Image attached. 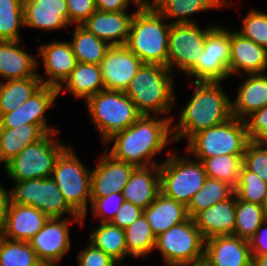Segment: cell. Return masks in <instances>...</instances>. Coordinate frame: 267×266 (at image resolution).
Segmentation results:
<instances>
[{
    "mask_svg": "<svg viewBox=\"0 0 267 266\" xmlns=\"http://www.w3.org/2000/svg\"><path fill=\"white\" fill-rule=\"evenodd\" d=\"M172 120L170 116L162 118L142 115L130 127L106 140L104 145L114 144L110 151L107 150L109 147L105 150L113 158L136 167L159 165L153 160L154 157L174 142Z\"/></svg>",
    "mask_w": 267,
    "mask_h": 266,
    "instance_id": "6da1fadb",
    "label": "cell"
},
{
    "mask_svg": "<svg viewBox=\"0 0 267 266\" xmlns=\"http://www.w3.org/2000/svg\"><path fill=\"white\" fill-rule=\"evenodd\" d=\"M193 96L179 113L172 128L174 142L187 141L198 132L217 126L232 117V100L225 94L221 82L194 81Z\"/></svg>",
    "mask_w": 267,
    "mask_h": 266,
    "instance_id": "7a4b0ae2",
    "label": "cell"
},
{
    "mask_svg": "<svg viewBox=\"0 0 267 266\" xmlns=\"http://www.w3.org/2000/svg\"><path fill=\"white\" fill-rule=\"evenodd\" d=\"M173 81L172 71L168 67L143 63L125 94L141 115L166 116L176 102Z\"/></svg>",
    "mask_w": 267,
    "mask_h": 266,
    "instance_id": "3957f363",
    "label": "cell"
},
{
    "mask_svg": "<svg viewBox=\"0 0 267 266\" xmlns=\"http://www.w3.org/2000/svg\"><path fill=\"white\" fill-rule=\"evenodd\" d=\"M156 9H141L133 12L126 47L143 63L167 67L168 39L171 22Z\"/></svg>",
    "mask_w": 267,
    "mask_h": 266,
    "instance_id": "277c9868",
    "label": "cell"
},
{
    "mask_svg": "<svg viewBox=\"0 0 267 266\" xmlns=\"http://www.w3.org/2000/svg\"><path fill=\"white\" fill-rule=\"evenodd\" d=\"M92 123L100 133L102 144L117 132L134 124L142 115L123 91L102 90L87 101Z\"/></svg>",
    "mask_w": 267,
    "mask_h": 266,
    "instance_id": "5b68a950",
    "label": "cell"
},
{
    "mask_svg": "<svg viewBox=\"0 0 267 266\" xmlns=\"http://www.w3.org/2000/svg\"><path fill=\"white\" fill-rule=\"evenodd\" d=\"M51 177L68 205L82 217L83 228L87 205L91 203V171L82 164L73 147L68 145L59 155Z\"/></svg>",
    "mask_w": 267,
    "mask_h": 266,
    "instance_id": "8992f818",
    "label": "cell"
},
{
    "mask_svg": "<svg viewBox=\"0 0 267 266\" xmlns=\"http://www.w3.org/2000/svg\"><path fill=\"white\" fill-rule=\"evenodd\" d=\"M187 142V153L202 162L219 155H243L250 140L245 121L232 116L222 124L198 132Z\"/></svg>",
    "mask_w": 267,
    "mask_h": 266,
    "instance_id": "52a82bcc",
    "label": "cell"
},
{
    "mask_svg": "<svg viewBox=\"0 0 267 266\" xmlns=\"http://www.w3.org/2000/svg\"><path fill=\"white\" fill-rule=\"evenodd\" d=\"M169 155L159 164L160 192L187 207L207 178L204 166L201 161L186 159L175 151Z\"/></svg>",
    "mask_w": 267,
    "mask_h": 266,
    "instance_id": "ba28073f",
    "label": "cell"
},
{
    "mask_svg": "<svg viewBox=\"0 0 267 266\" xmlns=\"http://www.w3.org/2000/svg\"><path fill=\"white\" fill-rule=\"evenodd\" d=\"M155 249L167 266L198 265L203 263L205 238L189 217L156 237Z\"/></svg>",
    "mask_w": 267,
    "mask_h": 266,
    "instance_id": "9c48e42d",
    "label": "cell"
},
{
    "mask_svg": "<svg viewBox=\"0 0 267 266\" xmlns=\"http://www.w3.org/2000/svg\"><path fill=\"white\" fill-rule=\"evenodd\" d=\"M59 131L47 133L38 142L25 147L5 165V171L14 182L51 177L55 162L67 147L56 141Z\"/></svg>",
    "mask_w": 267,
    "mask_h": 266,
    "instance_id": "30bf717a",
    "label": "cell"
},
{
    "mask_svg": "<svg viewBox=\"0 0 267 266\" xmlns=\"http://www.w3.org/2000/svg\"><path fill=\"white\" fill-rule=\"evenodd\" d=\"M9 193L11 204L33 206L49 218H62L66 213L81 217L68 205L52 177L15 182Z\"/></svg>",
    "mask_w": 267,
    "mask_h": 266,
    "instance_id": "8fae6325",
    "label": "cell"
},
{
    "mask_svg": "<svg viewBox=\"0 0 267 266\" xmlns=\"http://www.w3.org/2000/svg\"><path fill=\"white\" fill-rule=\"evenodd\" d=\"M230 30L216 25L207 35L197 63L186 73L194 81L221 82L229 78Z\"/></svg>",
    "mask_w": 267,
    "mask_h": 266,
    "instance_id": "7c38bea8",
    "label": "cell"
},
{
    "mask_svg": "<svg viewBox=\"0 0 267 266\" xmlns=\"http://www.w3.org/2000/svg\"><path fill=\"white\" fill-rule=\"evenodd\" d=\"M216 25H208L205 29L197 23L171 24L168 39L167 67L173 72L177 67L186 74L199 60L200 52L203 51L206 35Z\"/></svg>",
    "mask_w": 267,
    "mask_h": 266,
    "instance_id": "4fadbf2b",
    "label": "cell"
},
{
    "mask_svg": "<svg viewBox=\"0 0 267 266\" xmlns=\"http://www.w3.org/2000/svg\"><path fill=\"white\" fill-rule=\"evenodd\" d=\"M82 217H72L71 220L49 218L44 227L34 235L29 244L43 264L58 266L59 261L70 250V228L75 222L81 224Z\"/></svg>",
    "mask_w": 267,
    "mask_h": 266,
    "instance_id": "5bb4252c",
    "label": "cell"
},
{
    "mask_svg": "<svg viewBox=\"0 0 267 266\" xmlns=\"http://www.w3.org/2000/svg\"><path fill=\"white\" fill-rule=\"evenodd\" d=\"M59 95L57 87L43 85L30 99L22 103L14 111L0 116V128H15L23 124L39 125L46 133L59 131L48 126L45 113Z\"/></svg>",
    "mask_w": 267,
    "mask_h": 266,
    "instance_id": "9a60e30c",
    "label": "cell"
},
{
    "mask_svg": "<svg viewBox=\"0 0 267 266\" xmlns=\"http://www.w3.org/2000/svg\"><path fill=\"white\" fill-rule=\"evenodd\" d=\"M142 64L125 45L111 46L98 65L104 88L125 92Z\"/></svg>",
    "mask_w": 267,
    "mask_h": 266,
    "instance_id": "2e32d148",
    "label": "cell"
},
{
    "mask_svg": "<svg viewBox=\"0 0 267 266\" xmlns=\"http://www.w3.org/2000/svg\"><path fill=\"white\" fill-rule=\"evenodd\" d=\"M97 167L91 170V198H100L123 191L136 168L135 165L113 158L104 152Z\"/></svg>",
    "mask_w": 267,
    "mask_h": 266,
    "instance_id": "e0dca14e",
    "label": "cell"
},
{
    "mask_svg": "<svg viewBox=\"0 0 267 266\" xmlns=\"http://www.w3.org/2000/svg\"><path fill=\"white\" fill-rule=\"evenodd\" d=\"M205 266H252L247 240L234 235L215 236L205 240Z\"/></svg>",
    "mask_w": 267,
    "mask_h": 266,
    "instance_id": "ac0fdd59",
    "label": "cell"
},
{
    "mask_svg": "<svg viewBox=\"0 0 267 266\" xmlns=\"http://www.w3.org/2000/svg\"><path fill=\"white\" fill-rule=\"evenodd\" d=\"M24 28L44 31L70 26L66 0H23Z\"/></svg>",
    "mask_w": 267,
    "mask_h": 266,
    "instance_id": "d6986e66",
    "label": "cell"
},
{
    "mask_svg": "<svg viewBox=\"0 0 267 266\" xmlns=\"http://www.w3.org/2000/svg\"><path fill=\"white\" fill-rule=\"evenodd\" d=\"M42 59L45 75L38 76L43 85L59 87L75 68L77 60L69 41H51L39 47L38 54Z\"/></svg>",
    "mask_w": 267,
    "mask_h": 266,
    "instance_id": "ffe728a7",
    "label": "cell"
},
{
    "mask_svg": "<svg viewBox=\"0 0 267 266\" xmlns=\"http://www.w3.org/2000/svg\"><path fill=\"white\" fill-rule=\"evenodd\" d=\"M266 70L267 49L237 31H230L229 75L264 73Z\"/></svg>",
    "mask_w": 267,
    "mask_h": 266,
    "instance_id": "44dd1931",
    "label": "cell"
},
{
    "mask_svg": "<svg viewBox=\"0 0 267 266\" xmlns=\"http://www.w3.org/2000/svg\"><path fill=\"white\" fill-rule=\"evenodd\" d=\"M132 17L126 11L96 10L81 26L110 46L126 45Z\"/></svg>",
    "mask_w": 267,
    "mask_h": 266,
    "instance_id": "7402d4cb",
    "label": "cell"
},
{
    "mask_svg": "<svg viewBox=\"0 0 267 266\" xmlns=\"http://www.w3.org/2000/svg\"><path fill=\"white\" fill-rule=\"evenodd\" d=\"M48 219L47 215L33 206L10 203L6 224L0 235L9 240L29 242Z\"/></svg>",
    "mask_w": 267,
    "mask_h": 266,
    "instance_id": "603a6c76",
    "label": "cell"
},
{
    "mask_svg": "<svg viewBox=\"0 0 267 266\" xmlns=\"http://www.w3.org/2000/svg\"><path fill=\"white\" fill-rule=\"evenodd\" d=\"M233 198V199H232ZM236 194L199 212L193 219L205 240L233 235L235 226Z\"/></svg>",
    "mask_w": 267,
    "mask_h": 266,
    "instance_id": "cb8c5ba5",
    "label": "cell"
},
{
    "mask_svg": "<svg viewBox=\"0 0 267 266\" xmlns=\"http://www.w3.org/2000/svg\"><path fill=\"white\" fill-rule=\"evenodd\" d=\"M160 192L159 165L136 167L124 186V200L141 209L147 208Z\"/></svg>",
    "mask_w": 267,
    "mask_h": 266,
    "instance_id": "d4e9b609",
    "label": "cell"
},
{
    "mask_svg": "<svg viewBox=\"0 0 267 266\" xmlns=\"http://www.w3.org/2000/svg\"><path fill=\"white\" fill-rule=\"evenodd\" d=\"M19 43L20 41H0V77L5 81L38 76L35 70L39 61L23 50Z\"/></svg>",
    "mask_w": 267,
    "mask_h": 266,
    "instance_id": "484cf974",
    "label": "cell"
},
{
    "mask_svg": "<svg viewBox=\"0 0 267 266\" xmlns=\"http://www.w3.org/2000/svg\"><path fill=\"white\" fill-rule=\"evenodd\" d=\"M232 102V116L245 120L254 112L267 106V75L248 74V78L238 87Z\"/></svg>",
    "mask_w": 267,
    "mask_h": 266,
    "instance_id": "4316f807",
    "label": "cell"
},
{
    "mask_svg": "<svg viewBox=\"0 0 267 266\" xmlns=\"http://www.w3.org/2000/svg\"><path fill=\"white\" fill-rule=\"evenodd\" d=\"M143 215L155 237L189 218L184 204L167 197L162 192H159L154 201L143 210Z\"/></svg>",
    "mask_w": 267,
    "mask_h": 266,
    "instance_id": "83f0119b",
    "label": "cell"
},
{
    "mask_svg": "<svg viewBox=\"0 0 267 266\" xmlns=\"http://www.w3.org/2000/svg\"><path fill=\"white\" fill-rule=\"evenodd\" d=\"M63 88L78 100L85 99L87 101L105 89L99 66L77 62L70 75L57 88L58 93H61Z\"/></svg>",
    "mask_w": 267,
    "mask_h": 266,
    "instance_id": "f1b7e54d",
    "label": "cell"
},
{
    "mask_svg": "<svg viewBox=\"0 0 267 266\" xmlns=\"http://www.w3.org/2000/svg\"><path fill=\"white\" fill-rule=\"evenodd\" d=\"M47 133L34 124H23L15 128H0V162L5 165L25 147L42 139Z\"/></svg>",
    "mask_w": 267,
    "mask_h": 266,
    "instance_id": "f546056e",
    "label": "cell"
},
{
    "mask_svg": "<svg viewBox=\"0 0 267 266\" xmlns=\"http://www.w3.org/2000/svg\"><path fill=\"white\" fill-rule=\"evenodd\" d=\"M227 0H157L155 9L162 14L166 21L176 18L171 24L196 23L190 16L194 13L207 11L230 5Z\"/></svg>",
    "mask_w": 267,
    "mask_h": 266,
    "instance_id": "4dcf8cb0",
    "label": "cell"
},
{
    "mask_svg": "<svg viewBox=\"0 0 267 266\" xmlns=\"http://www.w3.org/2000/svg\"><path fill=\"white\" fill-rule=\"evenodd\" d=\"M43 86L39 76L21 80L0 81V116L26 102Z\"/></svg>",
    "mask_w": 267,
    "mask_h": 266,
    "instance_id": "1f68e13d",
    "label": "cell"
},
{
    "mask_svg": "<svg viewBox=\"0 0 267 266\" xmlns=\"http://www.w3.org/2000/svg\"><path fill=\"white\" fill-rule=\"evenodd\" d=\"M72 40L69 42L77 62L99 65L111 47L81 25H75Z\"/></svg>",
    "mask_w": 267,
    "mask_h": 266,
    "instance_id": "d6a6232c",
    "label": "cell"
},
{
    "mask_svg": "<svg viewBox=\"0 0 267 266\" xmlns=\"http://www.w3.org/2000/svg\"><path fill=\"white\" fill-rule=\"evenodd\" d=\"M89 235V244L101 249L118 263H122L127 257L124 229L113 224L100 223Z\"/></svg>",
    "mask_w": 267,
    "mask_h": 266,
    "instance_id": "836d02e7",
    "label": "cell"
},
{
    "mask_svg": "<svg viewBox=\"0 0 267 266\" xmlns=\"http://www.w3.org/2000/svg\"><path fill=\"white\" fill-rule=\"evenodd\" d=\"M233 194L234 187L229 183L207 177L187 206L188 217L193 219L202 210L230 198Z\"/></svg>",
    "mask_w": 267,
    "mask_h": 266,
    "instance_id": "e575fe53",
    "label": "cell"
},
{
    "mask_svg": "<svg viewBox=\"0 0 267 266\" xmlns=\"http://www.w3.org/2000/svg\"><path fill=\"white\" fill-rule=\"evenodd\" d=\"M124 232L128 255L145 258L155 249L156 237L143 214Z\"/></svg>",
    "mask_w": 267,
    "mask_h": 266,
    "instance_id": "d590c367",
    "label": "cell"
},
{
    "mask_svg": "<svg viewBox=\"0 0 267 266\" xmlns=\"http://www.w3.org/2000/svg\"><path fill=\"white\" fill-rule=\"evenodd\" d=\"M266 219L261 205L236 197L234 236L248 241Z\"/></svg>",
    "mask_w": 267,
    "mask_h": 266,
    "instance_id": "8d00e7d4",
    "label": "cell"
},
{
    "mask_svg": "<svg viewBox=\"0 0 267 266\" xmlns=\"http://www.w3.org/2000/svg\"><path fill=\"white\" fill-rule=\"evenodd\" d=\"M207 177L225 181L234 188L239 182L243 155H219L202 161Z\"/></svg>",
    "mask_w": 267,
    "mask_h": 266,
    "instance_id": "74e56055",
    "label": "cell"
},
{
    "mask_svg": "<svg viewBox=\"0 0 267 266\" xmlns=\"http://www.w3.org/2000/svg\"><path fill=\"white\" fill-rule=\"evenodd\" d=\"M42 262L25 241H14L0 235V266H40Z\"/></svg>",
    "mask_w": 267,
    "mask_h": 266,
    "instance_id": "f35d334b",
    "label": "cell"
},
{
    "mask_svg": "<svg viewBox=\"0 0 267 266\" xmlns=\"http://www.w3.org/2000/svg\"><path fill=\"white\" fill-rule=\"evenodd\" d=\"M24 28L23 0H0V41H20Z\"/></svg>",
    "mask_w": 267,
    "mask_h": 266,
    "instance_id": "ab89813d",
    "label": "cell"
},
{
    "mask_svg": "<svg viewBox=\"0 0 267 266\" xmlns=\"http://www.w3.org/2000/svg\"><path fill=\"white\" fill-rule=\"evenodd\" d=\"M266 192L267 183L242 165L239 182L234 188L236 197L246 202L262 205Z\"/></svg>",
    "mask_w": 267,
    "mask_h": 266,
    "instance_id": "60d3db41",
    "label": "cell"
},
{
    "mask_svg": "<svg viewBox=\"0 0 267 266\" xmlns=\"http://www.w3.org/2000/svg\"><path fill=\"white\" fill-rule=\"evenodd\" d=\"M242 23L241 30L237 32L267 49V13L250 10Z\"/></svg>",
    "mask_w": 267,
    "mask_h": 266,
    "instance_id": "b9f144b4",
    "label": "cell"
},
{
    "mask_svg": "<svg viewBox=\"0 0 267 266\" xmlns=\"http://www.w3.org/2000/svg\"><path fill=\"white\" fill-rule=\"evenodd\" d=\"M243 165L267 183V143L250 141L243 154Z\"/></svg>",
    "mask_w": 267,
    "mask_h": 266,
    "instance_id": "7bdbcfd3",
    "label": "cell"
},
{
    "mask_svg": "<svg viewBox=\"0 0 267 266\" xmlns=\"http://www.w3.org/2000/svg\"><path fill=\"white\" fill-rule=\"evenodd\" d=\"M124 201L122 192L112 193L100 198H91L94 219L100 217V223L111 222Z\"/></svg>",
    "mask_w": 267,
    "mask_h": 266,
    "instance_id": "ee69618b",
    "label": "cell"
},
{
    "mask_svg": "<svg viewBox=\"0 0 267 266\" xmlns=\"http://www.w3.org/2000/svg\"><path fill=\"white\" fill-rule=\"evenodd\" d=\"M244 121L250 141L265 142L267 140V106L254 112Z\"/></svg>",
    "mask_w": 267,
    "mask_h": 266,
    "instance_id": "f6af8a7d",
    "label": "cell"
},
{
    "mask_svg": "<svg viewBox=\"0 0 267 266\" xmlns=\"http://www.w3.org/2000/svg\"><path fill=\"white\" fill-rule=\"evenodd\" d=\"M76 261L78 266H115V264L120 266L111 256L105 254L101 249L94 247L92 244L77 255Z\"/></svg>",
    "mask_w": 267,
    "mask_h": 266,
    "instance_id": "bcb514c9",
    "label": "cell"
},
{
    "mask_svg": "<svg viewBox=\"0 0 267 266\" xmlns=\"http://www.w3.org/2000/svg\"><path fill=\"white\" fill-rule=\"evenodd\" d=\"M66 2L69 23L74 26L83 24L96 11L94 0H66Z\"/></svg>",
    "mask_w": 267,
    "mask_h": 266,
    "instance_id": "7dc6e473",
    "label": "cell"
},
{
    "mask_svg": "<svg viewBox=\"0 0 267 266\" xmlns=\"http://www.w3.org/2000/svg\"><path fill=\"white\" fill-rule=\"evenodd\" d=\"M142 214L143 209L131 202L124 201L110 223L125 229L133 224Z\"/></svg>",
    "mask_w": 267,
    "mask_h": 266,
    "instance_id": "c3c4849f",
    "label": "cell"
},
{
    "mask_svg": "<svg viewBox=\"0 0 267 266\" xmlns=\"http://www.w3.org/2000/svg\"><path fill=\"white\" fill-rule=\"evenodd\" d=\"M251 255L267 254V219L258 228L257 232L248 240Z\"/></svg>",
    "mask_w": 267,
    "mask_h": 266,
    "instance_id": "681fc988",
    "label": "cell"
},
{
    "mask_svg": "<svg viewBox=\"0 0 267 266\" xmlns=\"http://www.w3.org/2000/svg\"><path fill=\"white\" fill-rule=\"evenodd\" d=\"M96 10L103 12L126 11L130 2L128 0H94ZM129 4V5H128Z\"/></svg>",
    "mask_w": 267,
    "mask_h": 266,
    "instance_id": "f907efd6",
    "label": "cell"
},
{
    "mask_svg": "<svg viewBox=\"0 0 267 266\" xmlns=\"http://www.w3.org/2000/svg\"><path fill=\"white\" fill-rule=\"evenodd\" d=\"M10 205V193L3 187L0 183V234L2 233L5 224L6 218L8 215V209Z\"/></svg>",
    "mask_w": 267,
    "mask_h": 266,
    "instance_id": "816d5d0a",
    "label": "cell"
},
{
    "mask_svg": "<svg viewBox=\"0 0 267 266\" xmlns=\"http://www.w3.org/2000/svg\"><path fill=\"white\" fill-rule=\"evenodd\" d=\"M128 1L137 4L138 10L155 9L157 3V0H128Z\"/></svg>",
    "mask_w": 267,
    "mask_h": 266,
    "instance_id": "f5cc1de1",
    "label": "cell"
},
{
    "mask_svg": "<svg viewBox=\"0 0 267 266\" xmlns=\"http://www.w3.org/2000/svg\"><path fill=\"white\" fill-rule=\"evenodd\" d=\"M252 266H267V254L264 255H251Z\"/></svg>",
    "mask_w": 267,
    "mask_h": 266,
    "instance_id": "db71d44e",
    "label": "cell"
},
{
    "mask_svg": "<svg viewBox=\"0 0 267 266\" xmlns=\"http://www.w3.org/2000/svg\"><path fill=\"white\" fill-rule=\"evenodd\" d=\"M261 206H262V208L264 210V214H265V216L267 218V192H266V195L264 197V200H263V203H262Z\"/></svg>",
    "mask_w": 267,
    "mask_h": 266,
    "instance_id": "11a10c76",
    "label": "cell"
},
{
    "mask_svg": "<svg viewBox=\"0 0 267 266\" xmlns=\"http://www.w3.org/2000/svg\"><path fill=\"white\" fill-rule=\"evenodd\" d=\"M191 266H205L203 263L198 265H191Z\"/></svg>",
    "mask_w": 267,
    "mask_h": 266,
    "instance_id": "9f6ffc18",
    "label": "cell"
},
{
    "mask_svg": "<svg viewBox=\"0 0 267 266\" xmlns=\"http://www.w3.org/2000/svg\"><path fill=\"white\" fill-rule=\"evenodd\" d=\"M40 266H51V265H48V264H43V263H42Z\"/></svg>",
    "mask_w": 267,
    "mask_h": 266,
    "instance_id": "6f0895ef",
    "label": "cell"
}]
</instances>
